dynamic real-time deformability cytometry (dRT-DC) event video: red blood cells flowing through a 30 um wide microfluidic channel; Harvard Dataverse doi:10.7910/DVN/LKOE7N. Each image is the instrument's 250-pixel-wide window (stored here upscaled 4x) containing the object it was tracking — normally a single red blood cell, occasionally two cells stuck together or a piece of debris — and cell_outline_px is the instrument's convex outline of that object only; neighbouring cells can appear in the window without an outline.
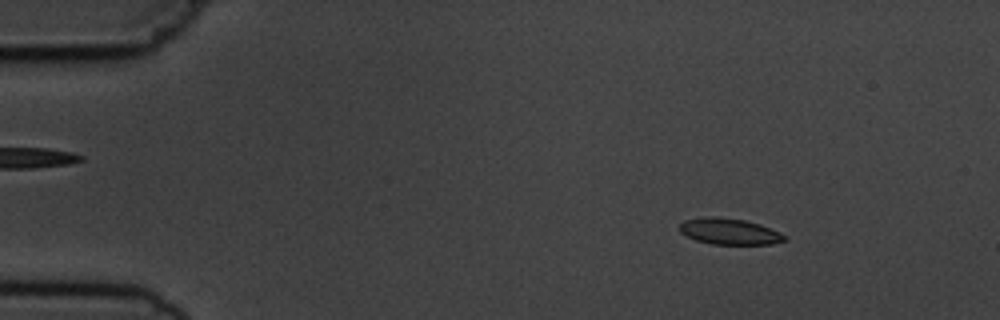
{"species": "common noctule bat (a hibernating species)", "species_latin": "Nyctalus noctula", "temperature_condition": "cold", "stored_images_in_passage": 7, "camera_frame_rate_fps": 3000, "um_per_image_px": 0.085, "animal": {"sex": "male", "body_mass_g": 19.5, "forearm_length_mm": 54.6}, "frame": {"image": 1, "passage_image": 2, "time_ms": 1.0, "image_size_px": [1000, 320], "cell_outline_px": [[788, 240], [772, 244], [712, 244], [696, 240], [680, 232], [680, 224], [684, 220], [704, 216], [720, 216], [744, 220], [760, 224], [780, 232], [788, 236]], "centroid_in_image_um": [62.03, 19.66], "position_along_channel_um": 23.0, "area_um2": 16.18}}
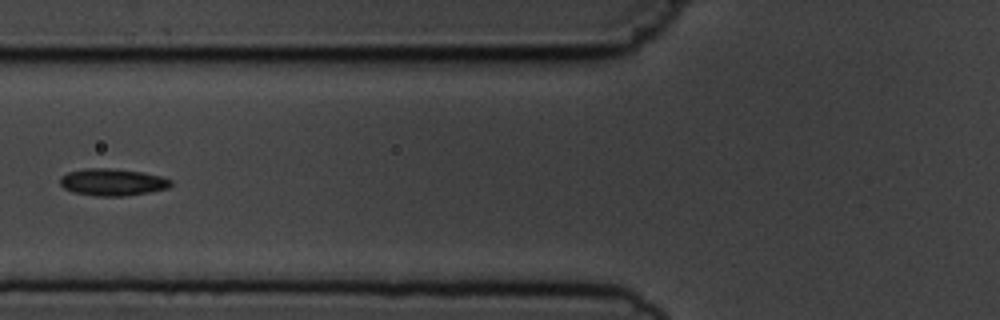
{"frame": {"image": 2, "passage_image": 6, "time_ms": 5.667, "image_size_px": [1000, 320], "cell_outline_px": [[172, 184], [168, 188], [148, 192], [124, 196], [96, 196], [72, 192], [64, 188], [60, 184], [60, 176], [68, 172], [84, 168], [112, 168], [144, 172], [160, 176], [172, 180]], "centroid_in_image_um": [9.54, 15.47], "position_along_channel_um": 116.3, "area_um2": 17.57}}
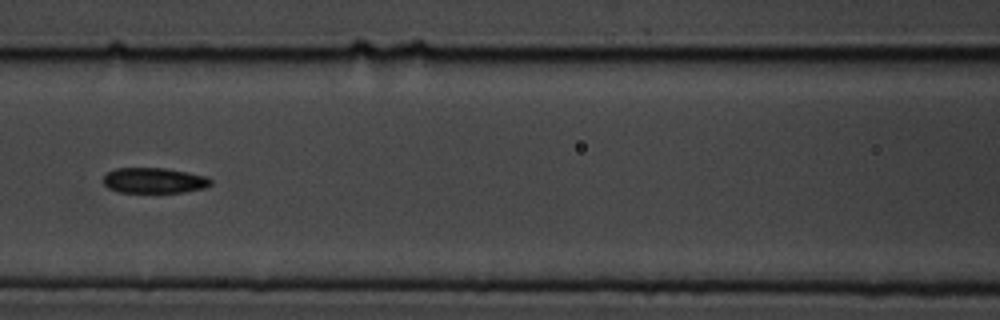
{"frame": {"image": 3, "passage_image": 7, "time_ms": 6.667, "image_size_px": [1000, 320], "cell_outline_px": [[212, 184], [204, 188], [184, 192], [116, 192], [108, 188], [104, 184], [104, 176], [108, 172], [116, 168], [164, 168], [188, 172], [208, 176], [212, 180]], "centroid_in_image_um": [13.12, 15.34], "position_along_channel_um": 153.5, "area_um2": 16.01}}